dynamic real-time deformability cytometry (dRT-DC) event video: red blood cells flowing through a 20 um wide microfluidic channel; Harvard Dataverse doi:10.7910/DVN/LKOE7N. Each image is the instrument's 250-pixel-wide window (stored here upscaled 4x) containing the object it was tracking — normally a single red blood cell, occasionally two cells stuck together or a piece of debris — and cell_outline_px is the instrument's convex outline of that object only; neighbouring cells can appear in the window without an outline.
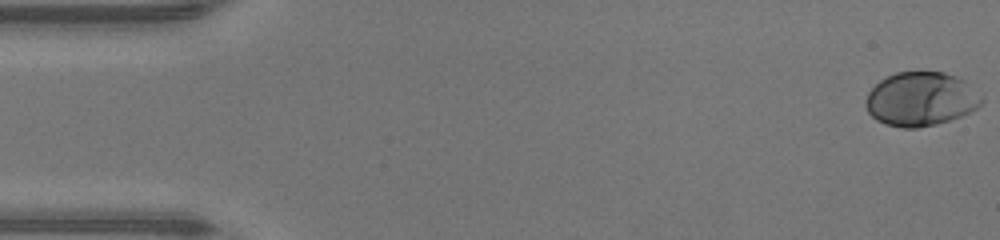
{"species": "human", "species_latin": "Homo sapiens", "temperature_condition": "warm", "stored_images_in_passage": 48, "camera_frame_rate_fps": 3000, "um_per_image_px": 0.085, "donor": {"sex": "male"}, "frame": {"image": 1, "passage_image": 1, "time_ms": 0.0, "image_size_px": [1000, 240], "cell_outline_px": [[984, 100], [976, 108], [960, 116], [936, 124], [916, 128], [904, 128], [884, 124], [876, 120], [868, 112], [864, 104], [868, 92], [880, 80], [896, 72], [944, 72], [964, 80], [984, 96]], "centroid_in_image_um": [78.26, 8.42], "position_along_channel_um": 6.7, "area_um2": 36.41}}
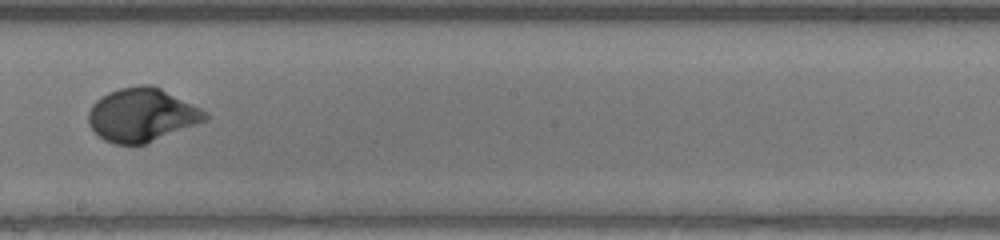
{"frame": {"image": 2, "passage_image": 27, "time_ms": 8.667, "image_size_px": [1000, 240], "cell_outline_px": [[208, 116], [204, 120], [144, 144], [112, 144], [104, 140], [88, 124], [88, 112], [92, 104], [96, 100], [108, 92], [120, 88], [140, 84], [152, 84], [208, 112]], "centroid_in_image_um": [12.0, 9.75], "position_along_channel_um": 236.2, "area_um2": 35.84}}
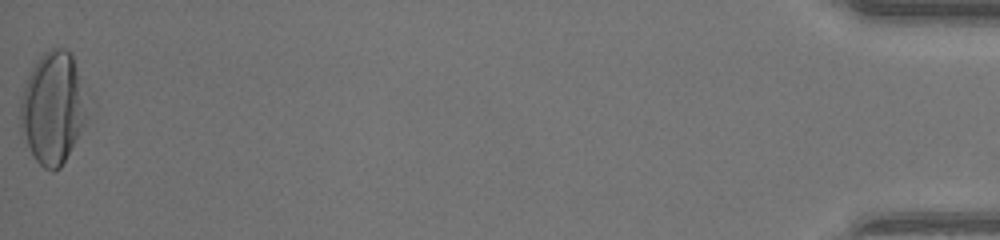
{"frame": {"image": 3, "passage_image": 48, "time_ms": 15.667, "image_size_px": [1000, 240], "cell_outline_px": [[96, 104], [60, 168], [52, 172], [44, 168], [36, 160], [20, 132], [20, 100], [28, 76], [32, 68], [40, 56], [48, 48], [64, 48], [72, 56]], "centroid_in_image_um": [4.6, 9.14], "position_along_channel_um": 430.6, "area_um2": 45.2}, "authors_computed_cell_mechanics": {"area_um2": 35.5759, "velocity_mm_per_s": 4.3409, "shape_relaxation_time_tau1_ms": 3.1205, "shape_relaxation_time_tau2_ms": null, "deformation_change_tau1": 0.1947, "deformation_change_tau2": null}}